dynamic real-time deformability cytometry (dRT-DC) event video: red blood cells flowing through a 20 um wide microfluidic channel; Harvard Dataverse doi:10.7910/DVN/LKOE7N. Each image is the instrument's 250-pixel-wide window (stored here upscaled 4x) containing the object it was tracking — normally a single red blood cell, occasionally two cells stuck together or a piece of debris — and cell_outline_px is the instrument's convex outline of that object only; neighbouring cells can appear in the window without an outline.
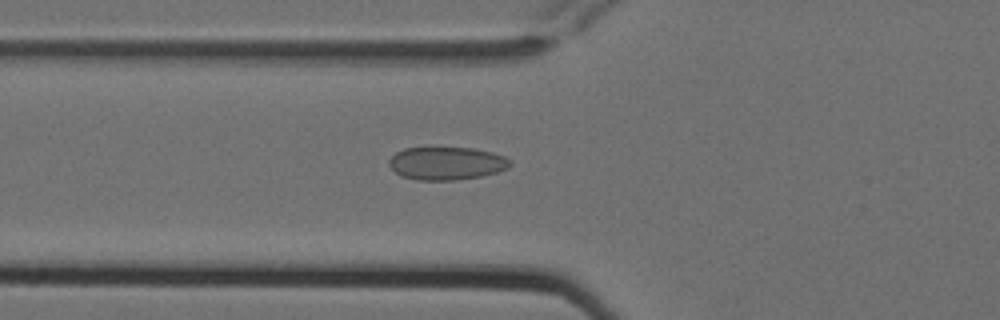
{"species": "Egyptian fruit bat (a non-hibernating species)", "species_latin": "Rousettus aegyptiacus", "temperature_condition": "cold", "stored_images_in_passage": 6, "camera_frame_rate_fps": 3000, "um_per_image_px": 0.085, "animal": {"sex": "female"}, "frame": {"image": 1, "passage_image": 6, "time_ms": 1.667, "image_size_px": [1000, 320], "cell_outline_px": [[512, 164], [508, 168], [496, 172], [480, 176], [456, 180], [416, 180], [400, 176], [388, 164], [388, 160], [396, 152], [404, 148], [428, 144], [436, 144], [472, 148], [492, 152], [504, 156], [512, 160]], "centroid_in_image_um": [37.91, 13.82], "position_along_channel_um": 87.9, "area_um2": 24.39}}